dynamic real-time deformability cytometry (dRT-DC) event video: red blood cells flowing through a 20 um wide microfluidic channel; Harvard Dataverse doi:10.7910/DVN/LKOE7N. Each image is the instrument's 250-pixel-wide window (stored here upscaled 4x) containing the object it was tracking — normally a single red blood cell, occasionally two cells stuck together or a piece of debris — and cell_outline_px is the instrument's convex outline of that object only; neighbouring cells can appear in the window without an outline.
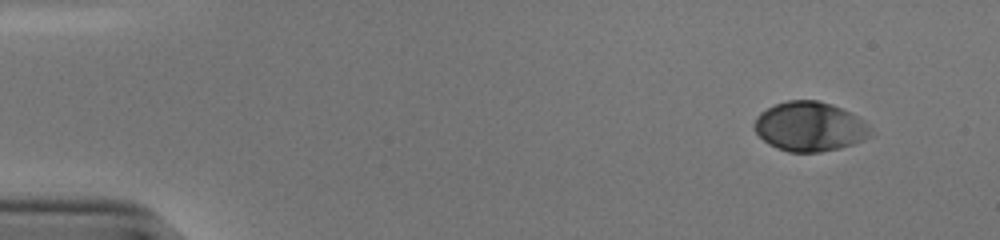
{"species": "human", "species_latin": "Homo sapiens", "temperature_condition": "cold", "stored_images_in_passage": 50, "camera_frame_rate_fps": 3000, "um_per_image_px": 0.085, "donor": {"sex": "male"}, "frame": {"image": 1, "passage_image": 1, "time_ms": 0.0, "image_size_px": [1000, 240], "cell_outline_px": [[872, 136], [864, 140], [840, 148], [820, 152], [788, 152], [776, 148], [768, 144], [756, 132], [752, 124], [756, 116], [760, 112], [776, 104], [788, 100], [816, 100], [832, 104], [852, 112], [868, 124], [872, 132]], "centroid_in_image_um": [68.83, 10.76], "position_along_channel_um": 16.2, "area_um2": 33.81}}
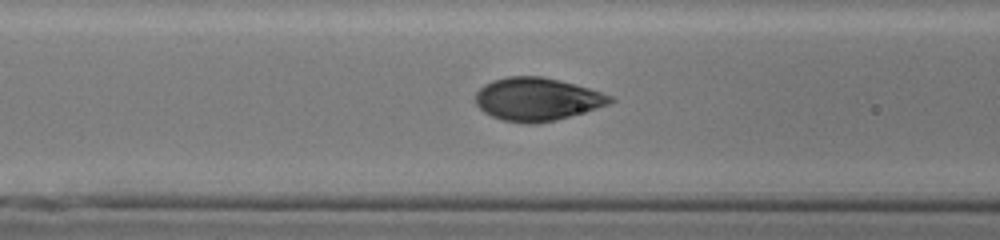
{"frame": {"image": 2, "passage_image": 19, "time_ms": 6.0, "image_size_px": [1000, 240], "cell_outline_px": [[616, 100], [608, 104], [584, 112], [556, 120], [536, 124], [528, 124], [504, 120], [492, 116], [484, 112], [476, 104], [476, 92], [484, 84], [492, 80], [508, 76], [540, 76], [576, 84], [612, 96]], "centroid_in_image_um": [45.64, 8.43], "position_along_channel_um": 121.0, "area_um2": 33.64}}
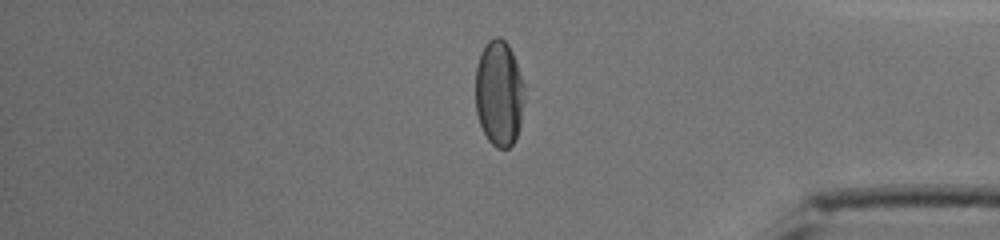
{"frame": {"image": 3, "passage_image": 42, "time_ms": 13.667, "image_size_px": [1000, 240], "cell_outline_px": [[524, 100], [520, 124], [516, 140], [508, 148], [496, 148], [488, 140], [480, 124], [476, 112], [476, 68], [480, 52], [484, 44], [488, 40], [496, 36], [500, 36], [508, 44], [512, 52], [524, 84]], "centroid_in_image_um": [42.42, 7.92], "position_along_channel_um": 392.8, "area_um2": 30.4}, "authors_computed_cell_mechanics": {"area_um2": 33.6685, "velocity_mm_per_s": 3.816, "shape_relaxation_time_tau1_ms": 2.789, "shape_relaxation_time_tau2_ms": null, "deformation_change_tau1": 0.1533, "deformation_change_tau2": null}}